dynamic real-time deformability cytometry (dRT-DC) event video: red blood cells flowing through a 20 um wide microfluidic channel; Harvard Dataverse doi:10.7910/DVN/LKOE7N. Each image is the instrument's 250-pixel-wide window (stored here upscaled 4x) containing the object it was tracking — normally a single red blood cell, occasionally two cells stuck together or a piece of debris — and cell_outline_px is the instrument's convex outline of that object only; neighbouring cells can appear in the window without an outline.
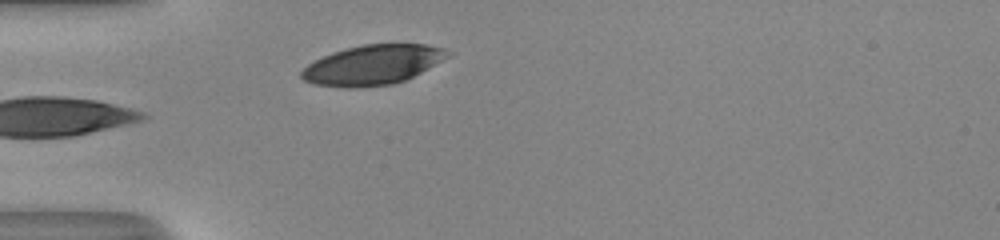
{"species": "human", "species_latin": "Homo sapiens", "temperature_condition": "room temperature", "stored_images_in_passage": 25, "camera_frame_rate_fps": 3000, "um_per_image_px": 0.085, "donor": {"sex": "male"}, "frame": {"image": 1, "passage_image": 2, "time_ms": 0.333, "image_size_px": [1000, 240], "cell_outline_px": [[452, 52], [448, 56], [420, 72], [404, 80], [392, 84], [360, 88], [344, 88], [316, 84], [304, 80], [300, 76], [300, 72], [308, 64], [332, 52], [364, 44], [424, 44], [444, 48]], "centroid_in_image_um": [31.65, 5.52], "position_along_channel_um": 53.4, "area_um2": 33.52}}
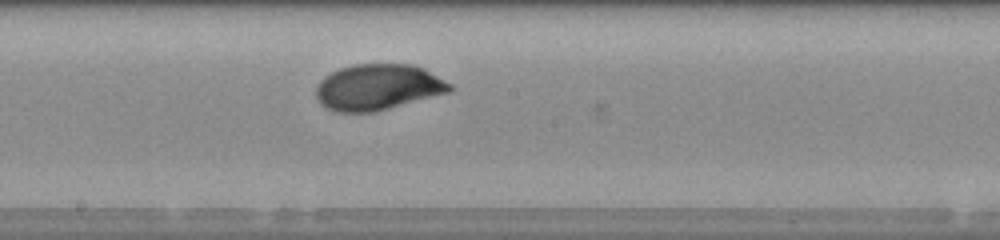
{"frame": {"image": 2, "passage_image": 15, "time_ms": 4.667, "image_size_px": [1000, 240], "cell_outline_px": [[456, 88], [452, 92], [372, 112], [336, 112], [320, 104], [316, 100], [316, 88], [320, 80], [324, 76], [340, 68], [352, 64], [412, 64], [424, 68], [452, 84]], "centroid_in_image_um": [32.15, 7.4], "position_along_channel_um": 216.1, "area_um2": 36.07}}
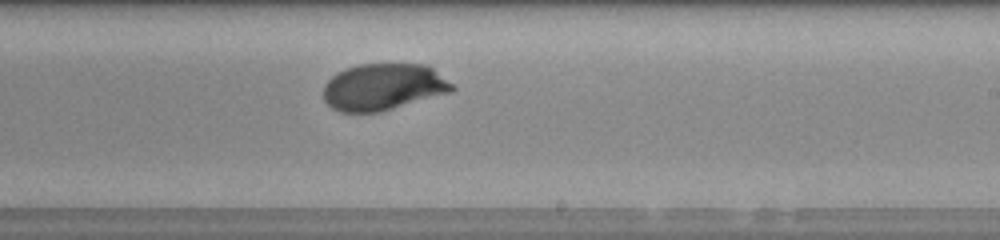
{"frame": {"image": 3, "passage_image": 18, "time_ms": 5.667, "image_size_px": [1000, 240], "cell_outline_px": [[456, 88], [452, 92], [380, 112], [340, 112], [332, 108], [324, 100], [324, 84], [336, 72], [344, 68], [356, 64], [428, 64], [452, 84]], "centroid_in_image_um": [32.57, 7.38], "position_along_channel_um": 256.4, "area_um2": 35.26}}